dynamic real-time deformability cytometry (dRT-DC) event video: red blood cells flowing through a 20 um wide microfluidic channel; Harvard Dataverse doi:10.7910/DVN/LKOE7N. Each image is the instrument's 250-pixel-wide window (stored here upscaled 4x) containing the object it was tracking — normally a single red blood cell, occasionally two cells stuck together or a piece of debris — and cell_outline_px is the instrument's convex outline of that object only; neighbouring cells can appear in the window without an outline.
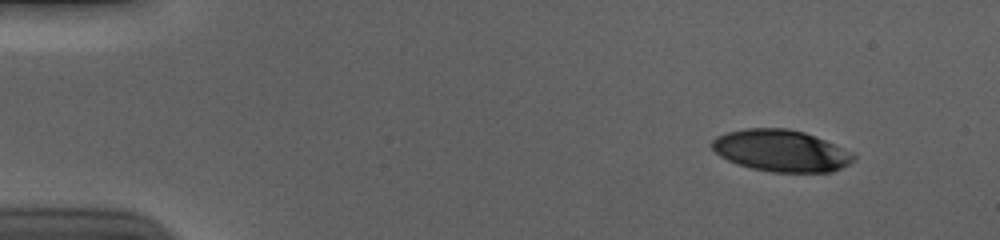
{"species": "human", "species_latin": "Homo sapiens", "temperature_condition": "cold", "stored_images_in_passage": 51, "camera_frame_rate_fps": 3000, "um_per_image_px": 0.085, "donor": {"sex": "male"}, "frame": {"image": 1, "passage_image": 1, "time_ms": 0.0, "image_size_px": [1000, 240], "cell_outline_px": [[856, 160], [832, 172], [772, 172], [752, 168], [736, 164], [720, 156], [712, 148], [712, 140], [716, 136], [728, 132], [744, 128], [788, 128], [804, 132], [816, 136], [852, 152], [856, 156]], "centroid_in_image_um": [66.4, 12.81], "position_along_channel_um": 18.6, "area_um2": 34.51}}
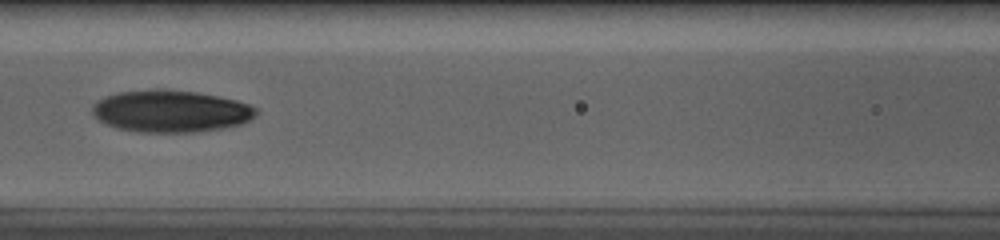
{"frame": {"image": 2, "passage_image": 21, "time_ms": 6.667, "image_size_px": [1000, 240], "cell_outline_px": [[256, 116], [240, 124], [224, 128], [196, 132], [136, 132], [116, 128], [104, 124], [92, 112], [92, 104], [96, 100], [120, 92], [196, 92], [236, 100], [248, 104], [256, 108]], "centroid_in_image_um": [14.51, 9.5], "position_along_channel_um": 152.1, "area_um2": 39.07}}
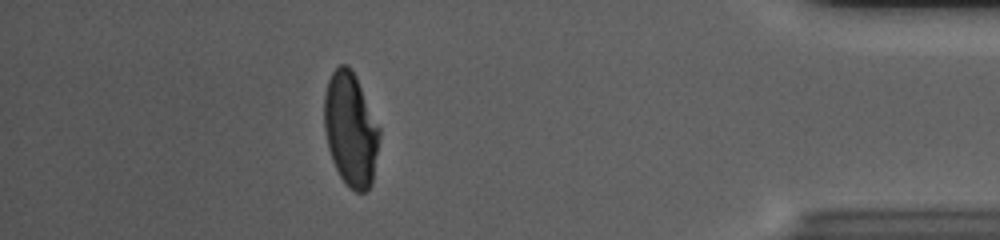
{"frame": {"image": 3, "passage_image": 45, "time_ms": 14.667, "image_size_px": [1000, 240], "cell_outline_px": [[380, 136], [372, 184], [364, 192], [356, 192], [348, 188], [340, 176], [332, 160], [328, 148], [324, 128], [324, 92], [328, 80], [332, 72], [340, 64], [348, 64], [356, 76], [380, 128]], "centroid_in_image_um": [29.8, 10.99], "position_along_channel_um": 405.4, "area_um2": 36.82}, "authors_computed_cell_mechanics": {"area_um2": 38.2058, "velocity_mm_per_s": 3.707, "shape_relaxation_time_tau1_ms": 5.9574, "shape_relaxation_time_tau2_ms": 3.1767, "deformation_change_tau1": 0.2157, "deformation_change_tau2": 0.0709}}